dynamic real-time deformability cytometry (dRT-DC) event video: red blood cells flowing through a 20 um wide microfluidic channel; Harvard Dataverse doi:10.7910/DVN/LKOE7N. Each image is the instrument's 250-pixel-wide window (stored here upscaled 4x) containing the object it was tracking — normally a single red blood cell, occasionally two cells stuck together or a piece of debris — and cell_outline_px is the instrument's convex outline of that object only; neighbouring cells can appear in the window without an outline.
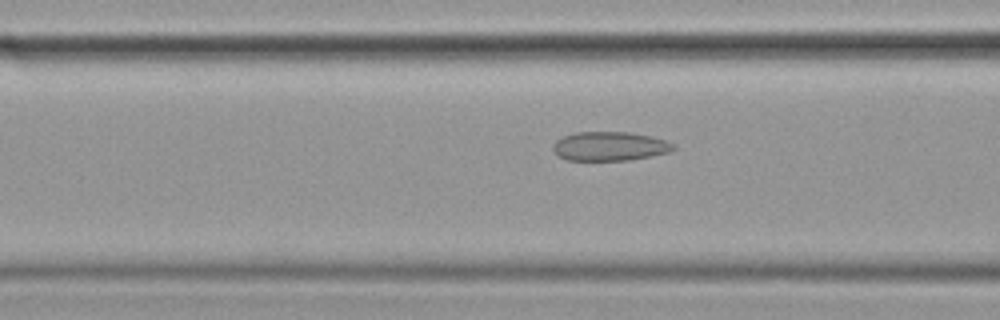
{"species": "common noctule bat (a hibernating species)", "species_latin": "Nyctalus noctula", "temperature_condition": "cold", "stored_images_in_passage": 47, "camera_frame_rate_fps": 3000, "um_per_image_px": 0.085, "animal": {"sex": "female", "body_mass_g": 19.9}, "frame": {"image": 1, "passage_image": 19, "time_ms": 6.0, "image_size_px": [1000, 320], "cell_outline_px": [[676, 148], [668, 152], [652, 156], [628, 160], [568, 160], [560, 156], [552, 148], [552, 144], [556, 140], [564, 136], [576, 132], [628, 132], [652, 136], [676, 144]], "centroid_in_image_um": [51.85, 12.42], "position_along_channel_um": 114.8, "area_um2": 20.35}}
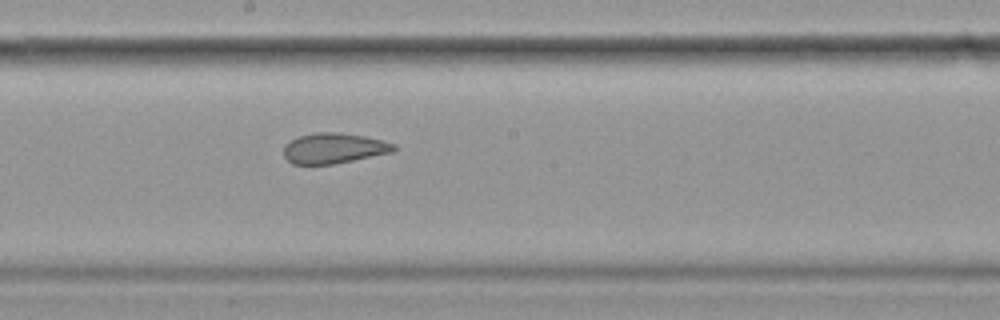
{"frame": {"image": 2, "passage_image": 28, "time_ms": 9.0, "image_size_px": [1000, 320], "cell_outline_px": [[396, 152], [332, 164], [292, 164], [284, 156], [284, 144], [300, 136], [316, 132], [340, 132], [364, 136], [396, 144]], "centroid_in_image_um": [28.4, 12.6], "position_along_channel_um": 219.8, "area_um2": 19.54}}
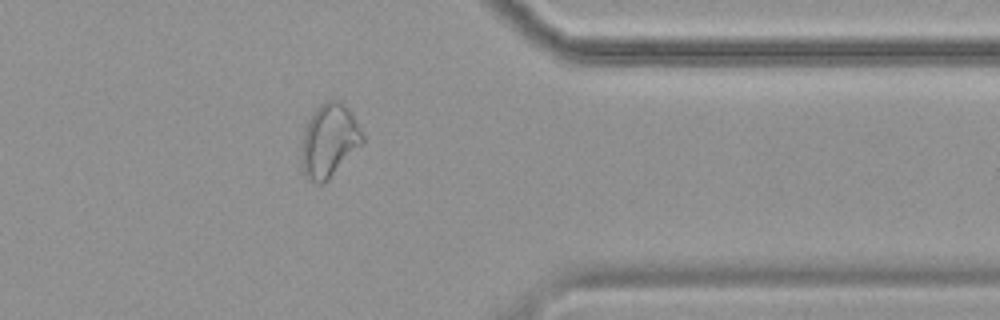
{"frame": {"image": 3, "passage_image": 43, "time_ms": 14.0, "image_size_px": [1000, 320], "cell_outline_px": [[364, 144], [324, 184], [316, 184], [304, 176], [300, 164], [300, 144], [304, 128], [312, 112], [320, 104], [332, 96], [340, 100], [348, 108], [364, 136]], "centroid_in_image_um": [27.95, 11.96], "position_along_channel_um": 383.5, "area_um2": 26.99}}